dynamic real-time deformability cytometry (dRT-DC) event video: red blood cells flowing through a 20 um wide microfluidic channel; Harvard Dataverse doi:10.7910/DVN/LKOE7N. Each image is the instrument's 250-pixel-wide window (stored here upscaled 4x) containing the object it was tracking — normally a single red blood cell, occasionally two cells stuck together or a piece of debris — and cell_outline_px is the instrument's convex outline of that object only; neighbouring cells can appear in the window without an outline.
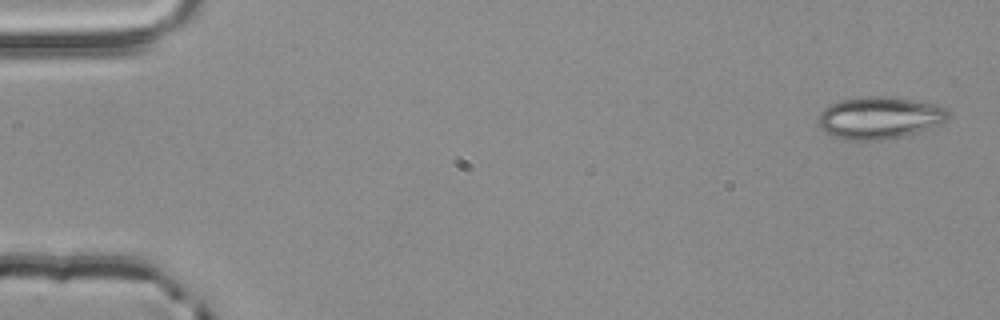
{"species": "common noctule bat (a hibernating species)", "species_latin": "Nyctalus noctula", "temperature_condition": "room temperature", "stored_images_in_passage": 3, "camera_frame_rate_fps": 3000, "um_per_image_px": 0.085, "animal": {"sex": "male", "body_mass_g": 20.4}, "frame": {"image": 1, "passage_image": 1, "time_ms": 0.0, "image_size_px": [1000, 320], "cell_outline_px": [[948, 120], [944, 124], [916, 132], [884, 140], [852, 140], [836, 136], [820, 128], [816, 116], [824, 108], [840, 100], [864, 96], [888, 96], [936, 104], [944, 108], [948, 112]], "centroid_in_image_um": [74.77, 10.0], "position_along_channel_um": 10.2, "area_um2": 31.85}}